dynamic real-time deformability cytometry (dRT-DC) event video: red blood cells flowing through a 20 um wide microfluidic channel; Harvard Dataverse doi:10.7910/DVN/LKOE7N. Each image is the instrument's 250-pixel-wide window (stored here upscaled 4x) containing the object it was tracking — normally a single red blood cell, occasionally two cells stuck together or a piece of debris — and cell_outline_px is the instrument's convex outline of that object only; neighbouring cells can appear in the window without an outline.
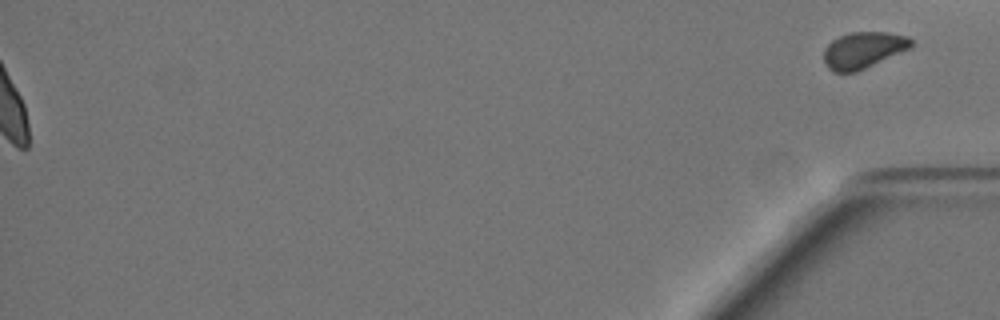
{"species": "Egyptian fruit bat (a non-hibernating species)", "species_latin": "Rousettus aegyptiacus", "temperature_condition": "warm", "stored_images_in_passage": 59, "segment_of_instrument_passage": [2, 2], "camera_frame_rate_fps": 3000, "um_per_image_px": 0.085, "animal": {"sex": "female"}, "frame": {"image": 1, "passage_image": 59, "time_ms": 19.333, "image_size_px": [1000, 320], "cell_outline_px": [[912, 48], [856, 72], [832, 72], [824, 64], [824, 48], [832, 40], [848, 32], [888, 32], [908, 36], [912, 40]], "centroid_in_image_um": [73.38, 4.25], "position_along_channel_um": 361.8, "area_um2": 18.73}}